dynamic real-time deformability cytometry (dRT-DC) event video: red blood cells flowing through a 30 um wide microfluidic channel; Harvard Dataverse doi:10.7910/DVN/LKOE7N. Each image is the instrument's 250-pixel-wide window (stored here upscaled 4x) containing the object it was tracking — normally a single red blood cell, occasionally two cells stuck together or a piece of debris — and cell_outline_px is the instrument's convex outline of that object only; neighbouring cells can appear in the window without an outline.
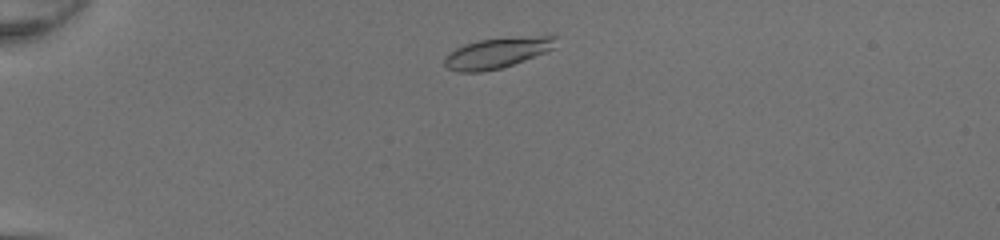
{"species": "common noctule bat (a hibernating species)", "species_latin": "Nyctalus noctula", "temperature_condition": "room temperature", "stored_images_in_passage": 41, "camera_frame_rate_fps": 3000, "um_per_image_px": 0.085, "animal": {"sex": "female", "body_mass_g": 20.0, "forearm_length_mm": 54.0}, "frame": {"image": 1, "passage_image": 4, "time_ms": 1.0, "image_size_px": [1000, 240], "cell_outline_px": [[556, 36], [552, 48], [544, 52], [524, 60], [500, 68], [484, 72], [460, 72], [448, 68], [444, 64], [444, 60], [456, 48], [464, 44], [480, 40], [552, 32]], "centroid_in_image_um": [42.34, 4.45], "position_along_channel_um": 42.7, "area_um2": 19.94}}
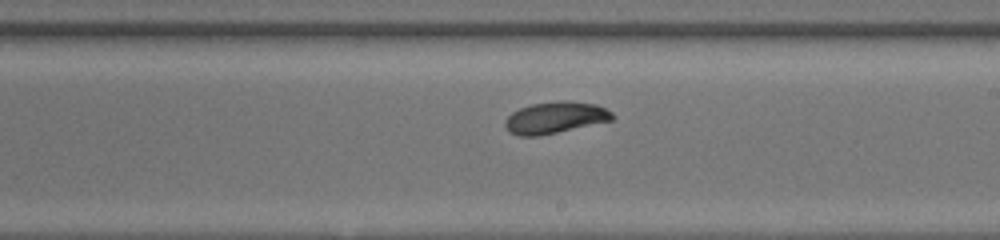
{"frame": {"image": 2, "passage_image": 22, "time_ms": 7.0, "image_size_px": [1000, 240], "cell_outline_px": [[616, 116], [612, 120], [556, 132], [536, 136], [520, 136], [508, 132], [504, 124], [504, 120], [512, 112], [520, 108], [532, 104], [564, 100], [596, 104], [612, 112]], "centroid_in_image_um": [47.17, 9.99], "position_along_channel_um": 241.8, "area_um2": 19.59}}
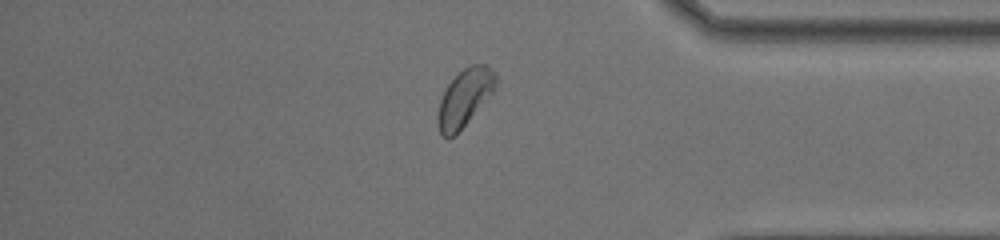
{"frame": {"image": 3, "passage_image": 34, "time_ms": 11.0, "image_size_px": [1000, 240], "cell_outline_px": [[500, 80], [492, 92], [456, 136], [448, 140], [440, 132], [436, 120], [436, 116], [440, 100], [448, 84], [468, 64], [484, 64], [500, 76]], "centroid_in_image_um": [39.5, 8.32], "position_along_channel_um": 395.7, "area_um2": 19.48}, "authors_computed_cell_mechanics": {"area_um2": 19.652, "velocity_mm_per_s": 4.1928, "shape_relaxation_time_tau1_ms": 2.0173, "shape_relaxation_time_tau2_ms": 4.8606, "deformation_change_tau1": 0.1034, "deformation_change_tau2": 0.0834}}